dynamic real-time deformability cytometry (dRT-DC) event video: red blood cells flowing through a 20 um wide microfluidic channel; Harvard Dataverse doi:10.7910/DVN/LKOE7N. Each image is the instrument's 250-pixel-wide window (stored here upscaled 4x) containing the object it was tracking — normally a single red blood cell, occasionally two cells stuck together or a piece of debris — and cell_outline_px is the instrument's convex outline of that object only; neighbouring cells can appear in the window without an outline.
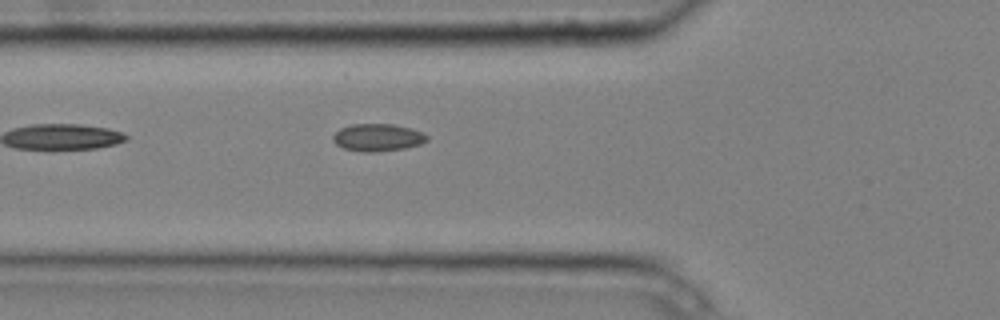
{"species": "common noctule bat (a hibernating species)", "species_latin": "Nyctalus noctula", "temperature_condition": "cold", "stored_images_in_passage": 4, "segment_of_instrument_passage": [1, 2], "camera_frame_rate_fps": 3000, "um_per_image_px": 0.085, "animal": {"sex": "male", "body_mass_g": 20.4}, "frame": {"image": 1, "passage_image": 3, "time_ms": 0.667, "image_size_px": [1000, 320], "cell_outline_px": [[428, 140], [420, 144], [404, 148], [372, 152], [360, 152], [344, 148], [336, 144], [332, 140], [332, 136], [340, 128], [352, 124], [392, 124], [412, 128], [424, 132], [428, 136]], "centroid_in_image_um": [32.11, 11.68], "position_along_channel_um": 93.7, "area_um2": 15.09}}